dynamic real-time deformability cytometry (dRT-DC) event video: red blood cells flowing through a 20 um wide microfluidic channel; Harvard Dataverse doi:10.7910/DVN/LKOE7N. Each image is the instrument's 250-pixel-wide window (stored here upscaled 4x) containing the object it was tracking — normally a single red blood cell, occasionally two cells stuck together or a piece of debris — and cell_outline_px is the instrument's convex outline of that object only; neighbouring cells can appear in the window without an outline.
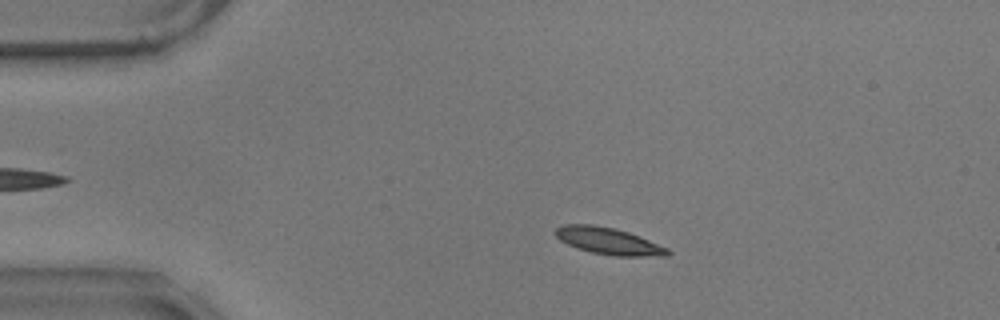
{"species": "common noctule bat (a hibernating species)", "species_latin": "Nyctalus noctula", "temperature_condition": "warm", "stored_images_in_passage": 56, "camera_frame_rate_fps": 3000, "um_per_image_px": 0.085, "animal": {"sex": "male", "body_mass_g": 17.9}, "frame": {"image": 1, "passage_image": 10, "time_ms": 3.0, "image_size_px": [1000, 320], "cell_outline_px": [[672, 252], [668, 256], [616, 256], [592, 252], [568, 244], [560, 240], [552, 232], [556, 228], [564, 224], [592, 224], [616, 228], [640, 236], [668, 248]], "centroid_in_image_um": [51.74, 20.48], "position_along_channel_um": 33.3, "area_um2": 17.57}}
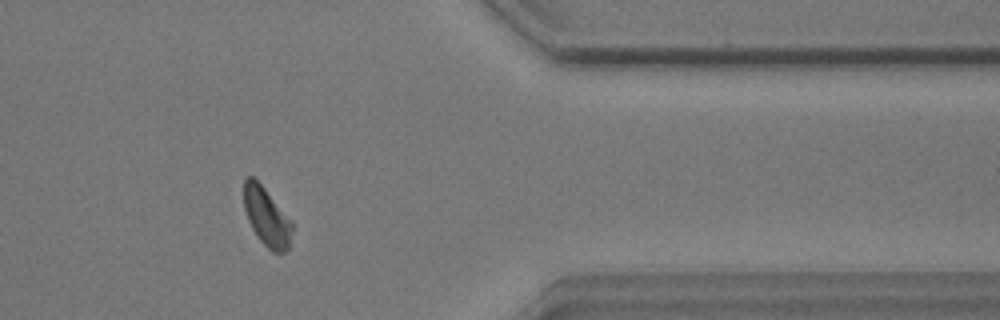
{"frame": {"image": 2, "passage_image": 46, "time_ms": 15.0, "image_size_px": [1000, 320], "cell_outline_px": [[292, 228], [288, 248], [284, 252], [272, 252], [256, 236], [248, 220], [244, 208], [244, 180], [248, 176], [252, 176], [264, 188], [292, 220]], "centroid_in_image_um": [22.66, 18.43], "position_along_channel_um": 388.7, "area_um2": 16.24}}
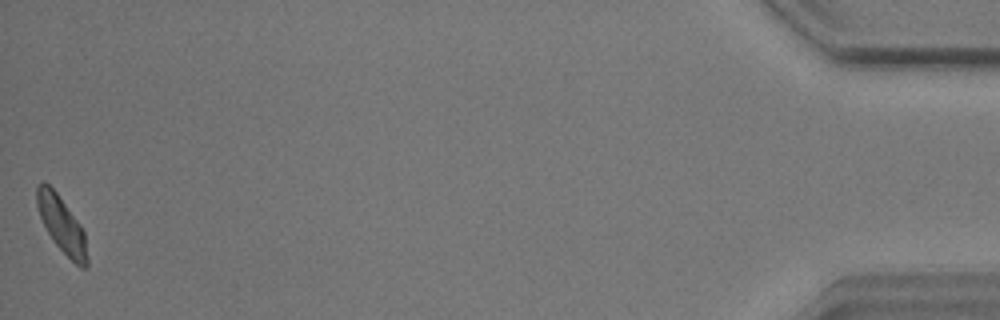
{"frame": {"image": 3, "passage_image": 56, "time_ms": 18.333, "image_size_px": [1000, 320], "cell_outline_px": [[88, 268], [80, 268], [56, 244], [48, 232], [40, 216], [36, 204], [36, 188], [44, 180], [56, 192], [80, 224], [84, 232], [88, 260]], "centroid_in_image_um": [5.25, 19.1], "position_along_channel_um": 429.9, "area_um2": 16.13}, "authors_computed_cell_mechanics": {"area_um2": 16.762, "velocity_mm_per_s": 3.4934, "shape_relaxation_time_tau1_ms": 4.643, "shape_relaxation_time_tau2_ms": 4.4462, "deformation_change_tau1": 0.1136, "deformation_change_tau2": 0.0902}}